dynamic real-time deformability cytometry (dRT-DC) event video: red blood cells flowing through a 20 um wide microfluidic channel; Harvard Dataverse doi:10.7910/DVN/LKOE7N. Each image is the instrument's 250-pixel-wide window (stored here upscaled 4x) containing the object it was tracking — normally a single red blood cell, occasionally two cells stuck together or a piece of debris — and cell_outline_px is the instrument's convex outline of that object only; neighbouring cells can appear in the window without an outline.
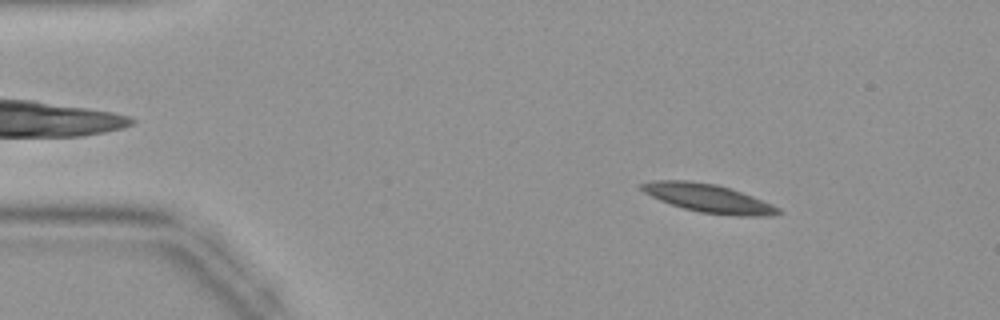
{"species": "common noctule bat (a hibernating species)", "species_latin": "Nyctalus noctula", "temperature_condition": "warm", "stored_images_in_passage": 18, "camera_frame_rate_fps": 3000, "um_per_image_px": 0.085, "animal": {"sex": "female", "body_mass_g": 19.9}, "frame": {"image": 1, "passage_image": 6, "time_ms": 1.667, "image_size_px": [1000, 320], "cell_outline_px": [[784, 212], [772, 216], [736, 216], [700, 212], [684, 208], [660, 200], [644, 192], [640, 188], [640, 184], [652, 180], [688, 180], [716, 184], [752, 196], [772, 204], [780, 208]], "centroid_in_image_um": [60.24, 16.85], "position_along_channel_um": 24.8, "area_um2": 22.48}}
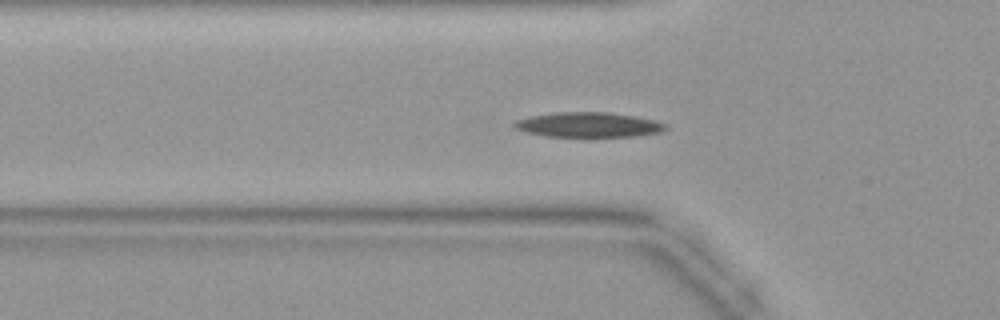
{"frame": {"image": 2, "passage_image": 14, "time_ms": 4.333, "image_size_px": [1000, 320], "cell_outline_px": [[668, 128], [664, 132], [636, 136], [548, 136], [528, 132], [516, 128], [512, 124], [516, 120], [532, 116], [556, 112], [608, 112], [656, 120], [668, 124]], "centroid_in_image_um": [50.1, 10.6], "position_along_channel_um": 75.7, "area_um2": 21.79}}
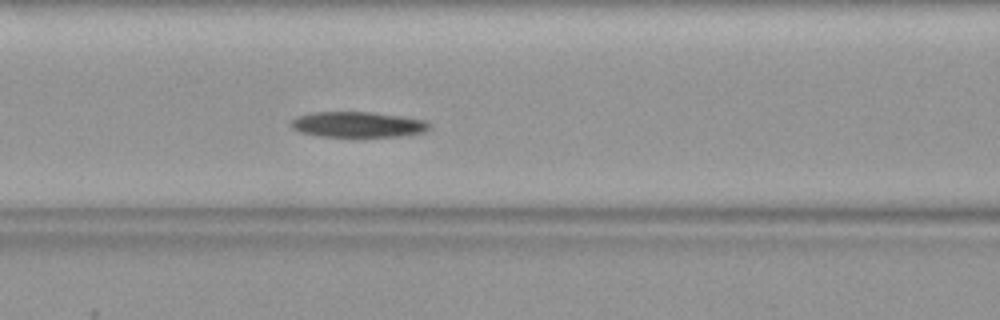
{"frame": {"image": 3, "passage_image": 18, "time_ms": 5.667, "image_size_px": [1000, 320], "cell_outline_px": [[432, 128], [424, 132], [396, 136], [320, 136], [300, 132], [292, 128], [288, 124], [296, 116], [312, 112], [372, 112], [404, 116], [424, 120]], "centroid_in_image_um": [30.38, 10.57], "position_along_channel_um": 136.2, "area_um2": 20.58}}